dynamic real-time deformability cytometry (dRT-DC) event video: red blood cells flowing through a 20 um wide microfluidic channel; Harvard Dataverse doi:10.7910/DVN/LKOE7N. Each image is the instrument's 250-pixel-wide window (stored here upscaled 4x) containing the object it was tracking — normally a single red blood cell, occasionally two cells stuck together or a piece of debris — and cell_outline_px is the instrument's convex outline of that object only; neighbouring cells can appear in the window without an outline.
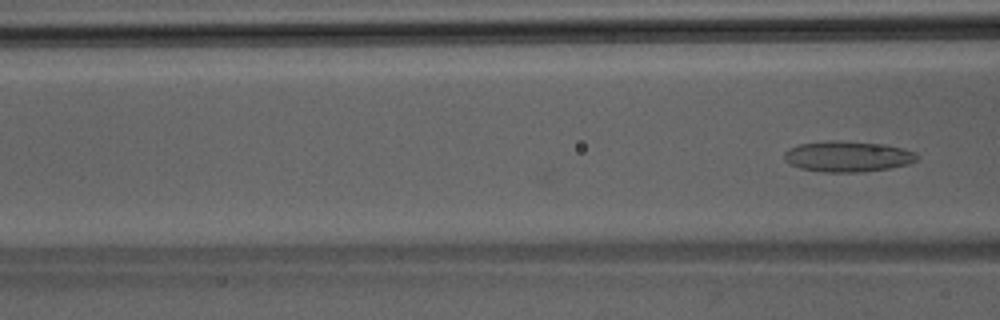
{"species": "Egyptian fruit bat (a non-hibernating species)", "species_latin": "Rousettus aegyptiacus", "temperature_condition": "room temperature", "stored_images_in_passage": 3, "camera_frame_rate_fps": 3000, "um_per_image_px": 0.085, "animal": {"sex": "male"}, "frame": {"image": 1, "passage_image": 3, "time_ms": 0.667, "image_size_px": [1000, 320], "cell_outline_px": [[920, 156], [916, 160], [908, 164], [888, 168], [860, 172], [824, 172], [800, 168], [784, 160], [784, 152], [788, 148], [800, 144], [828, 140], [840, 140], [884, 144], [916, 152]], "centroid_in_image_um": [72.04, 13.29], "position_along_channel_um": 94.6, "area_um2": 23.81}}